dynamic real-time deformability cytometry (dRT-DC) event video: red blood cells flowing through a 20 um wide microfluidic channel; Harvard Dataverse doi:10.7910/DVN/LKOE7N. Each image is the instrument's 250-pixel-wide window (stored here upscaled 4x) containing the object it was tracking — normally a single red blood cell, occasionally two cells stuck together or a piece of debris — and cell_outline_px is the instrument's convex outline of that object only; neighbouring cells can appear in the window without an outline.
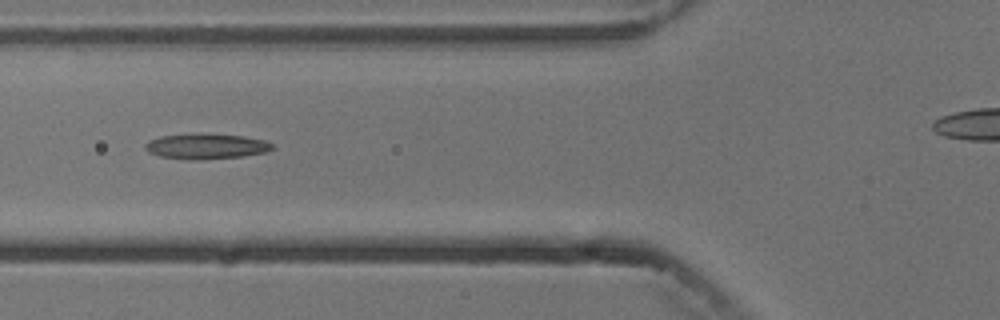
{"species": "common noctule bat (a hibernating species)", "species_latin": "Nyctalus noctula", "temperature_condition": "cold", "stored_images_in_passage": 6, "segment_of_instrument_passage": [1, 2], "camera_frame_rate_fps": 3000, "um_per_image_px": 0.085, "animal": {"sex": "male", "body_mass_g": 13.3}, "frame": {"image": 1, "passage_image": 5, "time_ms": 4.667, "image_size_px": [1000, 320], "cell_outline_px": [[276, 148], [268, 152], [240, 156], [196, 160], [188, 160], [160, 156], [148, 152], [144, 148], [144, 144], [148, 140], [160, 136], [196, 132], [200, 132], [244, 136], [264, 140], [272, 144]], "centroid_in_image_um": [17.5, 12.41], "position_along_channel_um": 108.3, "area_um2": 19.25}}